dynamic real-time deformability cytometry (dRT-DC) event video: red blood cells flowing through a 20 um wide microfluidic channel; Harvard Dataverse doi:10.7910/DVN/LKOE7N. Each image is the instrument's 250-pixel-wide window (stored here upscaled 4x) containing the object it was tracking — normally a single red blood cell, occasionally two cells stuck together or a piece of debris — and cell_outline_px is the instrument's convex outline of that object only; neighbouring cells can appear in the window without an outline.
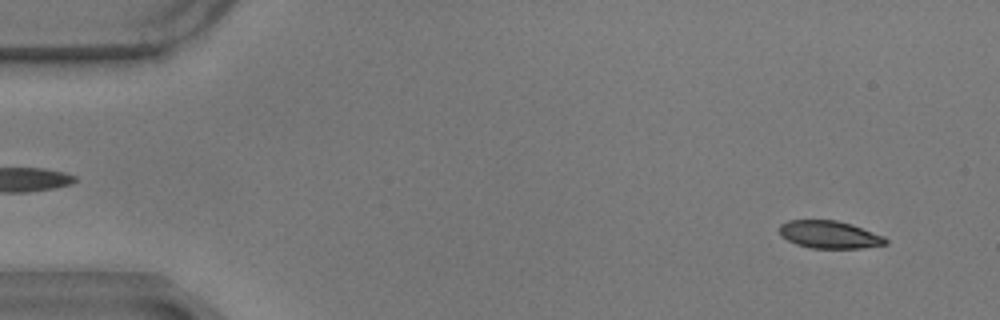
{"species": "common noctule bat (a hibernating species)", "species_latin": "Nyctalus noctula", "temperature_condition": "warm", "stored_images_in_passage": 15, "camera_frame_rate_fps": 3000, "um_per_image_px": 0.085, "animal": {"sex": "male", "body_mass_g": 17.9}, "frame": {"image": 1, "passage_image": 4, "time_ms": 1.0, "image_size_px": [1000, 320], "cell_outline_px": [[888, 244], [860, 248], [812, 248], [796, 244], [780, 236], [780, 224], [788, 220], [836, 220], [852, 224], [884, 236], [888, 240]], "centroid_in_image_um": [70.51, 19.94], "position_along_channel_um": 14.5, "area_um2": 17.11}}